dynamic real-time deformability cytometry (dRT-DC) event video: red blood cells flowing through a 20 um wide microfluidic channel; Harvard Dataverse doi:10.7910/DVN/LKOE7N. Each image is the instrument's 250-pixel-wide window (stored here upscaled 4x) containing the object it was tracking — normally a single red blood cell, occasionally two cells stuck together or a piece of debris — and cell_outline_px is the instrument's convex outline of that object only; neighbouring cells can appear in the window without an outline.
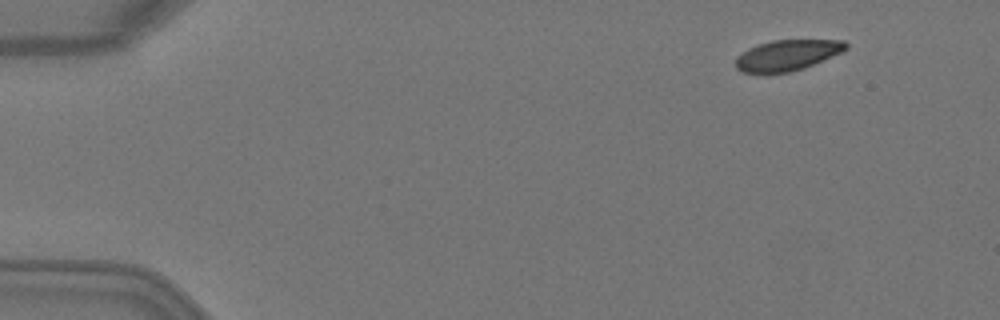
{"species": "Egyptian fruit bat (a non-hibernating species)", "species_latin": "Rousettus aegyptiacus", "temperature_condition": "warm", "stored_images_in_passage": 5, "camera_frame_rate_fps": 3000, "um_per_image_px": 0.085, "animal": {"sex": "female"}, "frame": {"image": 1, "passage_image": 1, "time_ms": 0.0, "image_size_px": [1000, 320], "cell_outline_px": [[848, 48], [840, 52], [804, 68], [788, 72], [768, 76], [744, 72], [736, 68], [736, 60], [748, 48], [772, 40], [844, 40], [848, 44]], "centroid_in_image_um": [66.89, 4.72], "position_along_channel_um": 18.1, "area_um2": 19.83}}
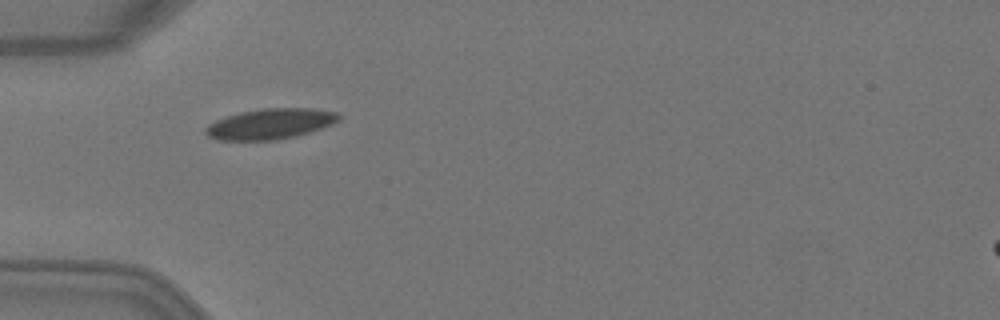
{"frame": {"image": 2, "passage_image": 4, "time_ms": 1.0, "image_size_px": [1000, 320], "cell_outline_px": [[340, 120], [332, 124], [296, 136], [276, 140], [216, 140], [208, 136], [204, 132], [204, 128], [208, 124], [216, 120], [240, 112], [260, 108], [312, 108], [336, 112], [340, 116]], "centroid_in_image_um": [22.95, 10.53], "position_along_channel_um": 62.1, "area_um2": 23.7}}
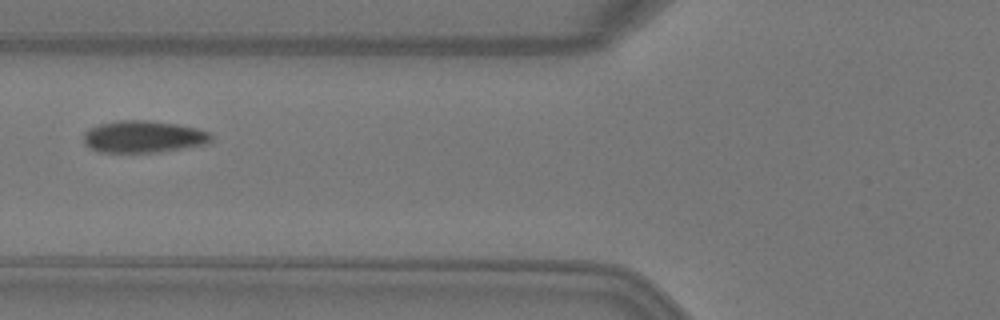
{"frame": {"image": 3, "passage_image": 5, "time_ms": 1.333, "image_size_px": [1000, 320], "cell_outline_px": [[212, 140], [208, 144], [156, 152], [100, 152], [84, 144], [84, 132], [88, 128], [100, 124], [116, 120], [144, 120], [176, 124], [196, 128], [208, 132], [212, 136]], "centroid_in_image_um": [12.18, 11.61], "position_along_channel_um": 113.6, "area_um2": 23.7}}